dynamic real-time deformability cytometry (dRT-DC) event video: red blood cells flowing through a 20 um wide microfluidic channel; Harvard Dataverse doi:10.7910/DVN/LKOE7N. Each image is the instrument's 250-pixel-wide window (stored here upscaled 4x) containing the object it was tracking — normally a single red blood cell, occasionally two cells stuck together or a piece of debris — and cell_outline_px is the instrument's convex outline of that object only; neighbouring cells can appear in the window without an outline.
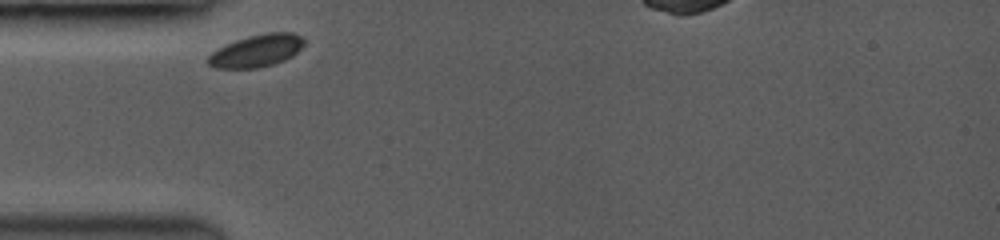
{"species": "common noctule bat (a hibernating species)", "species_latin": "Nyctalus noctula", "temperature_condition": "room temperature", "stored_images_in_passage": 34, "camera_frame_rate_fps": 3500, "um_per_image_px": 0.085, "animal": {"sex": "female", "body_mass_g": 19.0, "forearm_length_mm": 53.3}, "frame": {"image": 1, "passage_image": 1, "time_ms": 0.0, "image_size_px": [1000, 240], "cell_outline_px": [[304, 44], [292, 56], [284, 60], [260, 68], [216, 68], [208, 64], [204, 60], [212, 52], [236, 40], [248, 36], [268, 32], [292, 32], [300, 36], [304, 40]], "centroid_in_image_um": [21.79, 4.32], "position_along_channel_um": 63.2, "area_um2": 17.98}}
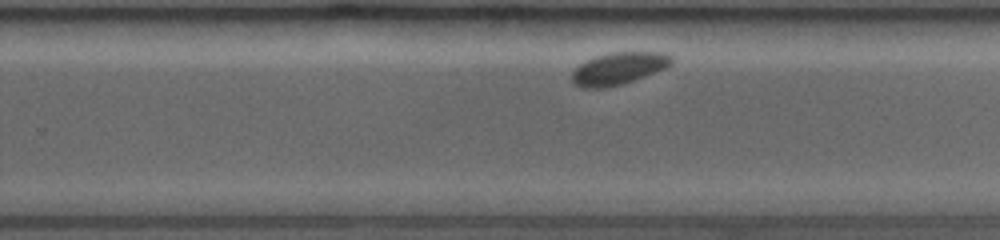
{"frame": {"image": 2, "passage_image": 22, "time_ms": 6.0, "image_size_px": [1000, 240], "cell_outline_px": [[672, 64], [664, 68], [632, 80], [620, 84], [600, 88], [584, 88], [576, 84], [572, 80], [572, 72], [580, 64], [596, 56], [612, 52], [664, 52], [672, 56]], "centroid_in_image_um": [52.58, 5.8], "position_along_channel_um": 277.2, "area_um2": 18.21}}
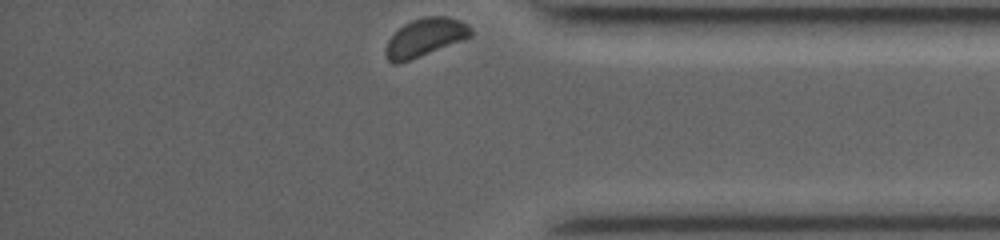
{"frame": {"image": 3, "passage_image": 34, "time_ms": 9.429, "image_size_px": [1000, 240], "cell_outline_px": [[472, 36], [408, 60], [396, 64], [392, 64], [388, 60], [388, 40], [404, 24], [412, 20], [424, 16], [448, 16], [460, 20], [468, 24], [472, 28]], "centroid_in_image_um": [36.18, 3.14], "position_along_channel_um": 399.0, "area_um2": 18.32}}